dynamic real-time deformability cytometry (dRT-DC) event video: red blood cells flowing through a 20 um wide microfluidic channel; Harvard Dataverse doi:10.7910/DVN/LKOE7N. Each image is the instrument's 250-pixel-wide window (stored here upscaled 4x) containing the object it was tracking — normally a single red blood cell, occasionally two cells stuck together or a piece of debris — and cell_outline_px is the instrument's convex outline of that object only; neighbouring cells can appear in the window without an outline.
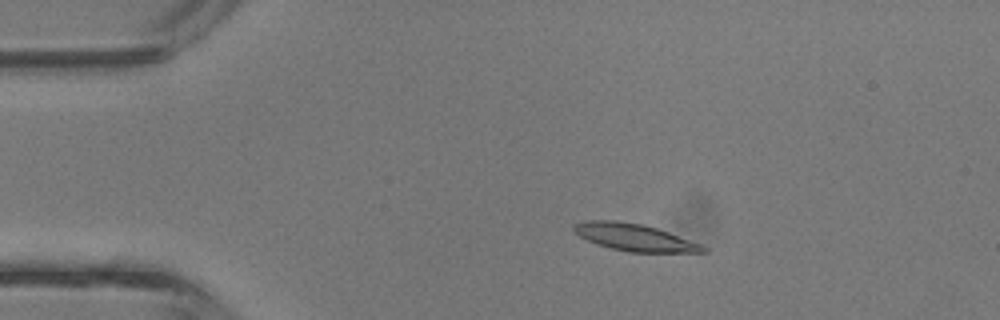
{"species": "common noctule bat (a hibernating species)", "species_latin": "Nyctalus noctula", "temperature_condition": "room temperature", "stored_images_in_passage": 4, "camera_frame_rate_fps": 3000, "um_per_image_px": 0.085, "animal": {"sex": "male", "body_mass_g": 13.3}, "frame": {"image": 1, "passage_image": 3, "time_ms": 0.667, "image_size_px": [1000, 320], "cell_outline_px": [[708, 252], [628, 252], [596, 244], [580, 236], [572, 228], [576, 224], [584, 220], [616, 220], [644, 224], [668, 232], [700, 244], [708, 248]], "centroid_in_image_um": [53.93, 20.17], "position_along_channel_um": 31.1, "area_um2": 20.23}}